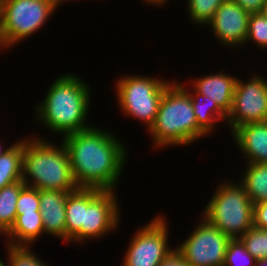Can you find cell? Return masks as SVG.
Listing matches in <instances>:
<instances>
[{"mask_svg": "<svg viewBox=\"0 0 267 266\" xmlns=\"http://www.w3.org/2000/svg\"><path fill=\"white\" fill-rule=\"evenodd\" d=\"M72 175L79 188L114 190L127 151L111 133L90 127L64 136Z\"/></svg>", "mask_w": 267, "mask_h": 266, "instance_id": "cell-1", "label": "cell"}, {"mask_svg": "<svg viewBox=\"0 0 267 266\" xmlns=\"http://www.w3.org/2000/svg\"><path fill=\"white\" fill-rule=\"evenodd\" d=\"M71 74L60 76L51 85L44 101L37 107L38 120L47 128L65 136L90 128L85 124L90 102V88Z\"/></svg>", "mask_w": 267, "mask_h": 266, "instance_id": "cell-2", "label": "cell"}, {"mask_svg": "<svg viewBox=\"0 0 267 266\" xmlns=\"http://www.w3.org/2000/svg\"><path fill=\"white\" fill-rule=\"evenodd\" d=\"M148 131L159 148L190 144L207 135L197 125L188 90L174 81L166 87L156 119Z\"/></svg>", "mask_w": 267, "mask_h": 266, "instance_id": "cell-3", "label": "cell"}, {"mask_svg": "<svg viewBox=\"0 0 267 266\" xmlns=\"http://www.w3.org/2000/svg\"><path fill=\"white\" fill-rule=\"evenodd\" d=\"M26 175L32 178V183ZM22 181L38 190L74 192L79 188L72 175L65 145L56 147L40 138L24 140Z\"/></svg>", "mask_w": 267, "mask_h": 266, "instance_id": "cell-4", "label": "cell"}, {"mask_svg": "<svg viewBox=\"0 0 267 266\" xmlns=\"http://www.w3.org/2000/svg\"><path fill=\"white\" fill-rule=\"evenodd\" d=\"M253 212L243 184L226 182L212 196L203 217L231 239H239L253 226Z\"/></svg>", "mask_w": 267, "mask_h": 266, "instance_id": "cell-5", "label": "cell"}, {"mask_svg": "<svg viewBox=\"0 0 267 266\" xmlns=\"http://www.w3.org/2000/svg\"><path fill=\"white\" fill-rule=\"evenodd\" d=\"M57 7L54 0H1L0 48L33 35Z\"/></svg>", "mask_w": 267, "mask_h": 266, "instance_id": "cell-6", "label": "cell"}, {"mask_svg": "<svg viewBox=\"0 0 267 266\" xmlns=\"http://www.w3.org/2000/svg\"><path fill=\"white\" fill-rule=\"evenodd\" d=\"M171 82L144 76L122 77L116 84L118 104L125 114L143 120L149 130L153 125L161 98Z\"/></svg>", "mask_w": 267, "mask_h": 266, "instance_id": "cell-7", "label": "cell"}, {"mask_svg": "<svg viewBox=\"0 0 267 266\" xmlns=\"http://www.w3.org/2000/svg\"><path fill=\"white\" fill-rule=\"evenodd\" d=\"M115 195L114 190L84 188L83 224L70 242L99 238L118 225L119 207Z\"/></svg>", "mask_w": 267, "mask_h": 266, "instance_id": "cell-8", "label": "cell"}, {"mask_svg": "<svg viewBox=\"0 0 267 266\" xmlns=\"http://www.w3.org/2000/svg\"><path fill=\"white\" fill-rule=\"evenodd\" d=\"M176 250L191 266H223L232 240L206 218Z\"/></svg>", "mask_w": 267, "mask_h": 266, "instance_id": "cell-9", "label": "cell"}, {"mask_svg": "<svg viewBox=\"0 0 267 266\" xmlns=\"http://www.w3.org/2000/svg\"><path fill=\"white\" fill-rule=\"evenodd\" d=\"M164 217H156L133 237L122 266H158L174 249L168 247Z\"/></svg>", "mask_w": 267, "mask_h": 266, "instance_id": "cell-10", "label": "cell"}, {"mask_svg": "<svg viewBox=\"0 0 267 266\" xmlns=\"http://www.w3.org/2000/svg\"><path fill=\"white\" fill-rule=\"evenodd\" d=\"M248 81L237 79L232 109L227 115L231 131L247 123L267 121V80L254 74Z\"/></svg>", "mask_w": 267, "mask_h": 266, "instance_id": "cell-11", "label": "cell"}, {"mask_svg": "<svg viewBox=\"0 0 267 266\" xmlns=\"http://www.w3.org/2000/svg\"><path fill=\"white\" fill-rule=\"evenodd\" d=\"M249 13L232 0H225L208 23L219 42L239 46L246 43Z\"/></svg>", "mask_w": 267, "mask_h": 266, "instance_id": "cell-12", "label": "cell"}, {"mask_svg": "<svg viewBox=\"0 0 267 266\" xmlns=\"http://www.w3.org/2000/svg\"><path fill=\"white\" fill-rule=\"evenodd\" d=\"M70 192L61 190H39L40 212L44 232L66 241V200Z\"/></svg>", "mask_w": 267, "mask_h": 266, "instance_id": "cell-13", "label": "cell"}, {"mask_svg": "<svg viewBox=\"0 0 267 266\" xmlns=\"http://www.w3.org/2000/svg\"><path fill=\"white\" fill-rule=\"evenodd\" d=\"M232 132L248 163L267 164V121L240 125Z\"/></svg>", "mask_w": 267, "mask_h": 266, "instance_id": "cell-14", "label": "cell"}, {"mask_svg": "<svg viewBox=\"0 0 267 266\" xmlns=\"http://www.w3.org/2000/svg\"><path fill=\"white\" fill-rule=\"evenodd\" d=\"M237 79L234 76H228L222 71L209 76L205 75V77L194 81V90L207 96V100L216 103L228 115L232 109Z\"/></svg>", "mask_w": 267, "mask_h": 266, "instance_id": "cell-15", "label": "cell"}, {"mask_svg": "<svg viewBox=\"0 0 267 266\" xmlns=\"http://www.w3.org/2000/svg\"><path fill=\"white\" fill-rule=\"evenodd\" d=\"M44 233L42 216L40 211L34 213H22L16 215L15 222L6 233L9 237L8 246L27 247ZM14 239V240H13Z\"/></svg>", "mask_w": 267, "mask_h": 266, "instance_id": "cell-16", "label": "cell"}, {"mask_svg": "<svg viewBox=\"0 0 267 266\" xmlns=\"http://www.w3.org/2000/svg\"><path fill=\"white\" fill-rule=\"evenodd\" d=\"M23 152L24 141L20 140L0 156V189L22 181Z\"/></svg>", "mask_w": 267, "mask_h": 266, "instance_id": "cell-17", "label": "cell"}, {"mask_svg": "<svg viewBox=\"0 0 267 266\" xmlns=\"http://www.w3.org/2000/svg\"><path fill=\"white\" fill-rule=\"evenodd\" d=\"M243 184L246 194L253 204L267 201V164L247 163Z\"/></svg>", "mask_w": 267, "mask_h": 266, "instance_id": "cell-18", "label": "cell"}, {"mask_svg": "<svg viewBox=\"0 0 267 266\" xmlns=\"http://www.w3.org/2000/svg\"><path fill=\"white\" fill-rule=\"evenodd\" d=\"M194 93L196 94L193 95L192 92H189L197 125L206 134H208L214 128L215 124L213 123L220 119L227 120V115L218 107L216 103H212L211 101L207 100V96L196 91Z\"/></svg>", "mask_w": 267, "mask_h": 266, "instance_id": "cell-19", "label": "cell"}, {"mask_svg": "<svg viewBox=\"0 0 267 266\" xmlns=\"http://www.w3.org/2000/svg\"><path fill=\"white\" fill-rule=\"evenodd\" d=\"M26 184L17 181L0 189V233H6L13 226L16 219V203L21 189Z\"/></svg>", "mask_w": 267, "mask_h": 266, "instance_id": "cell-20", "label": "cell"}, {"mask_svg": "<svg viewBox=\"0 0 267 266\" xmlns=\"http://www.w3.org/2000/svg\"><path fill=\"white\" fill-rule=\"evenodd\" d=\"M66 240L70 239L81 229L84 217V188H78L67 195L66 200Z\"/></svg>", "mask_w": 267, "mask_h": 266, "instance_id": "cell-21", "label": "cell"}, {"mask_svg": "<svg viewBox=\"0 0 267 266\" xmlns=\"http://www.w3.org/2000/svg\"><path fill=\"white\" fill-rule=\"evenodd\" d=\"M239 239L255 260L267 258V229L253 225Z\"/></svg>", "mask_w": 267, "mask_h": 266, "instance_id": "cell-22", "label": "cell"}, {"mask_svg": "<svg viewBox=\"0 0 267 266\" xmlns=\"http://www.w3.org/2000/svg\"><path fill=\"white\" fill-rule=\"evenodd\" d=\"M225 0H188L187 8L191 19L195 23L208 24L215 15L218 7Z\"/></svg>", "mask_w": 267, "mask_h": 266, "instance_id": "cell-23", "label": "cell"}, {"mask_svg": "<svg viewBox=\"0 0 267 266\" xmlns=\"http://www.w3.org/2000/svg\"><path fill=\"white\" fill-rule=\"evenodd\" d=\"M255 261L240 239H232L227 246L223 266H235L238 263L240 265L237 266H254ZM244 262L248 264H244Z\"/></svg>", "mask_w": 267, "mask_h": 266, "instance_id": "cell-24", "label": "cell"}, {"mask_svg": "<svg viewBox=\"0 0 267 266\" xmlns=\"http://www.w3.org/2000/svg\"><path fill=\"white\" fill-rule=\"evenodd\" d=\"M249 40L255 41L259 47L267 49V19L262 13L249 15L246 43Z\"/></svg>", "mask_w": 267, "mask_h": 266, "instance_id": "cell-25", "label": "cell"}, {"mask_svg": "<svg viewBox=\"0 0 267 266\" xmlns=\"http://www.w3.org/2000/svg\"><path fill=\"white\" fill-rule=\"evenodd\" d=\"M7 250L9 266H46L28 247L9 246Z\"/></svg>", "mask_w": 267, "mask_h": 266, "instance_id": "cell-26", "label": "cell"}, {"mask_svg": "<svg viewBox=\"0 0 267 266\" xmlns=\"http://www.w3.org/2000/svg\"><path fill=\"white\" fill-rule=\"evenodd\" d=\"M40 211L39 190L25 185L20 192L16 203L17 215Z\"/></svg>", "mask_w": 267, "mask_h": 266, "instance_id": "cell-27", "label": "cell"}, {"mask_svg": "<svg viewBox=\"0 0 267 266\" xmlns=\"http://www.w3.org/2000/svg\"><path fill=\"white\" fill-rule=\"evenodd\" d=\"M253 225L260 229H267V201L254 204Z\"/></svg>", "mask_w": 267, "mask_h": 266, "instance_id": "cell-28", "label": "cell"}, {"mask_svg": "<svg viewBox=\"0 0 267 266\" xmlns=\"http://www.w3.org/2000/svg\"><path fill=\"white\" fill-rule=\"evenodd\" d=\"M249 14L261 13L267 0H232Z\"/></svg>", "mask_w": 267, "mask_h": 266, "instance_id": "cell-29", "label": "cell"}, {"mask_svg": "<svg viewBox=\"0 0 267 266\" xmlns=\"http://www.w3.org/2000/svg\"><path fill=\"white\" fill-rule=\"evenodd\" d=\"M158 266H191L183 256L177 251L173 250Z\"/></svg>", "mask_w": 267, "mask_h": 266, "instance_id": "cell-30", "label": "cell"}, {"mask_svg": "<svg viewBox=\"0 0 267 266\" xmlns=\"http://www.w3.org/2000/svg\"><path fill=\"white\" fill-rule=\"evenodd\" d=\"M254 266H267V258L256 260Z\"/></svg>", "mask_w": 267, "mask_h": 266, "instance_id": "cell-31", "label": "cell"}, {"mask_svg": "<svg viewBox=\"0 0 267 266\" xmlns=\"http://www.w3.org/2000/svg\"><path fill=\"white\" fill-rule=\"evenodd\" d=\"M146 1H147V3H153L156 5L163 4L164 2H166V0H145V2Z\"/></svg>", "mask_w": 267, "mask_h": 266, "instance_id": "cell-32", "label": "cell"}, {"mask_svg": "<svg viewBox=\"0 0 267 266\" xmlns=\"http://www.w3.org/2000/svg\"><path fill=\"white\" fill-rule=\"evenodd\" d=\"M263 16L267 19V2L264 4L262 12Z\"/></svg>", "mask_w": 267, "mask_h": 266, "instance_id": "cell-33", "label": "cell"}, {"mask_svg": "<svg viewBox=\"0 0 267 266\" xmlns=\"http://www.w3.org/2000/svg\"><path fill=\"white\" fill-rule=\"evenodd\" d=\"M1 148H2V147H1V144H0V156L3 155V154L8 150V149H4V150H2Z\"/></svg>", "mask_w": 267, "mask_h": 266, "instance_id": "cell-34", "label": "cell"}, {"mask_svg": "<svg viewBox=\"0 0 267 266\" xmlns=\"http://www.w3.org/2000/svg\"><path fill=\"white\" fill-rule=\"evenodd\" d=\"M59 6H60V4L62 3V2H64L65 0H54ZM67 1H69V0H67Z\"/></svg>", "mask_w": 267, "mask_h": 266, "instance_id": "cell-35", "label": "cell"}, {"mask_svg": "<svg viewBox=\"0 0 267 266\" xmlns=\"http://www.w3.org/2000/svg\"><path fill=\"white\" fill-rule=\"evenodd\" d=\"M0 266H8V265H5L3 261H1L0 259Z\"/></svg>", "mask_w": 267, "mask_h": 266, "instance_id": "cell-36", "label": "cell"}]
</instances>
